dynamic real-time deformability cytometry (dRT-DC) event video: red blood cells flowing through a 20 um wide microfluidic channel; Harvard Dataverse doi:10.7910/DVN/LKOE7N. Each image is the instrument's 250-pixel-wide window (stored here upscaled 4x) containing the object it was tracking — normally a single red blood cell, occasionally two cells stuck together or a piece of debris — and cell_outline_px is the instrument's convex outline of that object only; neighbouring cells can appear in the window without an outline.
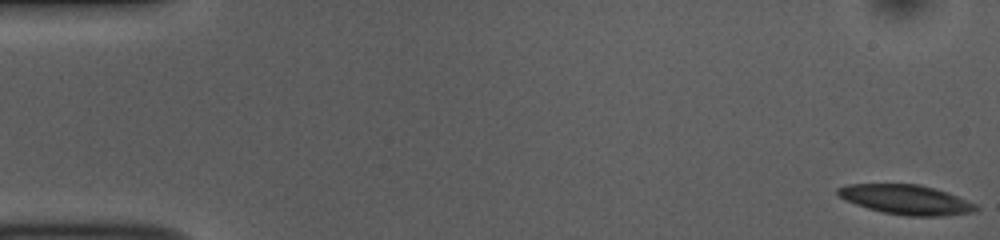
{"species": "common noctule bat (a hibernating species)", "species_latin": "Nyctalus noctula", "temperature_condition": "room temperature", "stored_images_in_passage": 16, "camera_frame_rate_fps": 3000, "um_per_image_px": 0.085, "animal": {"sex": "female", "body_mass_g": 10.0, "forearm_length_mm": 53.1}, "frame": {"image": 1, "passage_image": 1, "time_ms": 0.0, "image_size_px": [1000, 240], "cell_outline_px": [[980, 208], [972, 212], [940, 216], [908, 216], [884, 212], [868, 208], [856, 204], [840, 196], [836, 192], [836, 188], [848, 184], [920, 184], [948, 192], [976, 204]], "centroid_in_image_um": [77.04, 16.96], "position_along_channel_um": 8.0, "area_um2": 23.64}}
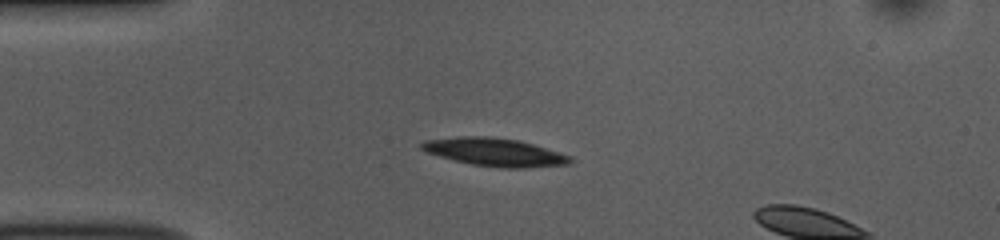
{"frame": {"image": 2, "passage_image": 13, "time_ms": 4.0, "image_size_px": [1000, 240], "cell_outline_px": [[572, 160], [568, 164], [524, 168], [504, 168], [472, 164], [440, 156], [428, 152], [420, 148], [420, 144], [424, 140], [456, 136], [488, 136], [516, 140], [532, 144], [572, 156]], "centroid_in_image_um": [42.04, 12.92], "position_along_channel_um": 43.0, "area_um2": 23.99}}